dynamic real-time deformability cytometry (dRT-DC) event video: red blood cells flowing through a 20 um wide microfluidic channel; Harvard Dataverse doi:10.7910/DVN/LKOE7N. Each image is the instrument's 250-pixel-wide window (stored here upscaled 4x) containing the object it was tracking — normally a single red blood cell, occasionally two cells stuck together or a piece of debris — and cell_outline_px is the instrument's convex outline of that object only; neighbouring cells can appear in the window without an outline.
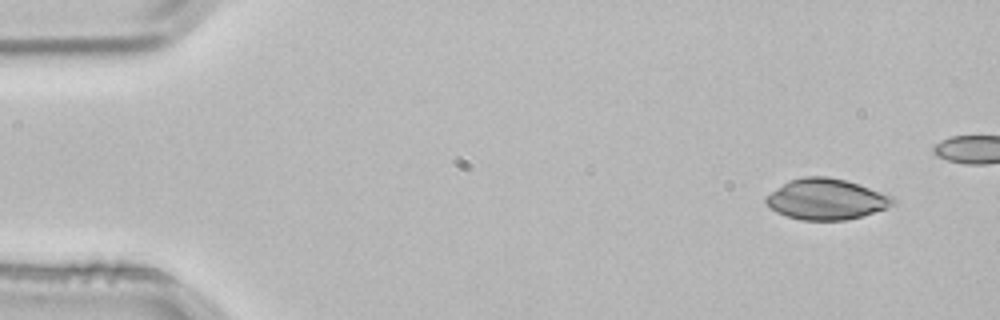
{"species": "common noctule bat (a hibernating species)", "species_latin": "Nyctalus noctula", "temperature_condition": "room temperature", "stored_images_in_passage": 4, "camera_frame_rate_fps": 3000, "um_per_image_px": 0.085, "animal": {"sex": "male", "body_mass_g": 21.5, "forearm_length_mm": 52.0}, "frame": {"image": 1, "passage_image": 1, "time_ms": 0.0, "image_size_px": [1000, 320], "cell_outline_px": [[896, 204], [864, 216], [844, 220], [800, 220], [776, 212], [768, 208], [764, 204], [764, 196], [784, 184], [792, 180], [804, 176], [828, 176], [844, 180], [892, 196], [896, 200]], "centroid_in_image_um": [70.2, 16.95], "position_along_channel_um": 14.8, "area_um2": 30.11}}